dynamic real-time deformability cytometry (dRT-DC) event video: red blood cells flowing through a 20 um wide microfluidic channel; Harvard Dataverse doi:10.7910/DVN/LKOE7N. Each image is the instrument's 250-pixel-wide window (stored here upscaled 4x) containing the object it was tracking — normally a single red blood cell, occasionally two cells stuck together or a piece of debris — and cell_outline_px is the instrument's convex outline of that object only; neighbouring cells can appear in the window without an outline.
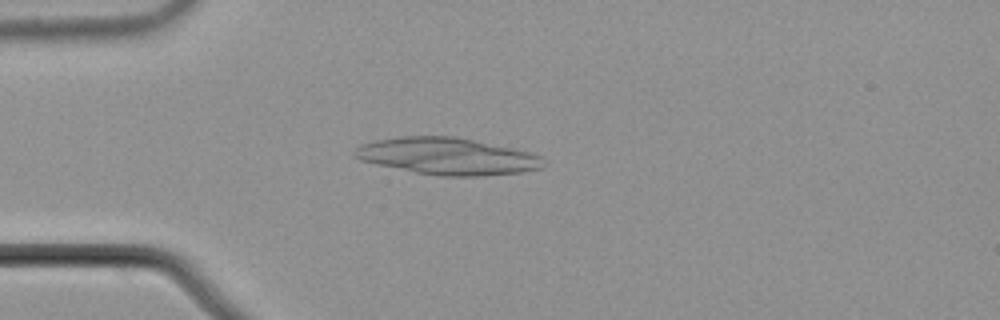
{"species": "common noctule bat (a hibernating species)", "species_latin": "Nyctalus noctula", "temperature_condition": "cold", "stored_images_in_passage": 48, "camera_frame_rate_fps": 3000, "um_per_image_px": 0.085, "animal": {"sex": "male", "body_mass_g": 21.5, "forearm_length_mm": 52.0}, "frame": {"image": 1, "passage_image": 8, "time_ms": 2.333, "image_size_px": [1000, 320], "cell_outline_px": [[540, 168], [520, 172], [484, 176], [440, 176], [416, 172], [376, 164], [360, 160], [352, 156], [352, 152], [360, 144], [376, 140], [404, 136], [452, 136], [472, 140], [528, 152], [540, 156]], "centroid_in_image_um": [37.92, 13.28], "position_along_channel_um": 47.1, "area_um2": 39.94}}
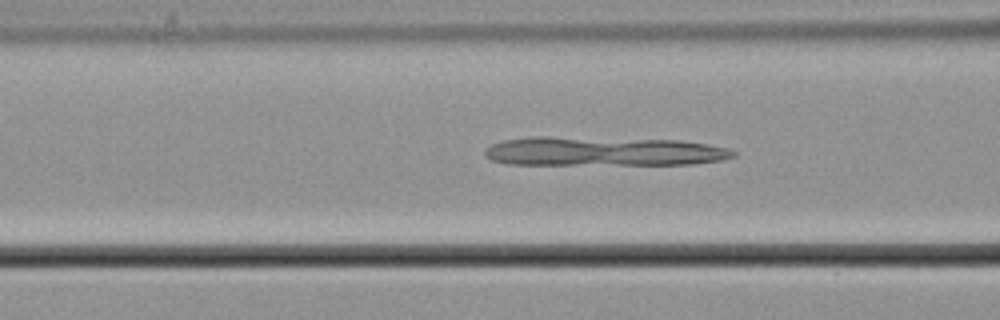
{"frame": {"image": 2, "passage_image": 15, "time_ms": 4.667, "image_size_px": [1000, 320], "cell_outline_px": [[736, 156], [720, 160], [692, 164], [508, 164], [492, 160], [484, 156], [484, 152], [492, 144], [504, 140], [532, 136], [548, 136], [680, 140], [708, 144], [728, 148], [736, 152]], "centroid_in_image_um": [51.28, 12.86], "position_along_channel_um": 115.3, "area_um2": 42.31}}
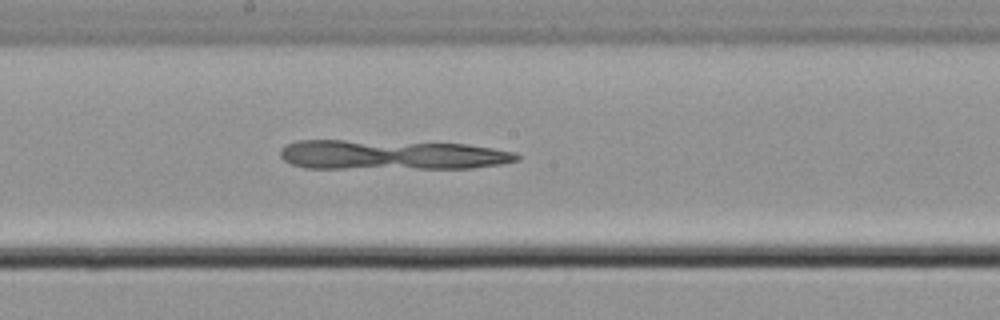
{"frame": {"image": 3, "passage_image": 23, "time_ms": 7.333, "image_size_px": [1000, 320], "cell_outline_px": [[520, 160], [500, 164], [472, 168], [304, 168], [292, 164], [284, 160], [280, 156], [280, 152], [288, 144], [296, 140], [344, 140], [464, 144], [492, 148], [516, 152], [520, 156]], "centroid_in_image_um": [33.29, 13.17], "position_along_channel_um": 214.9, "area_um2": 40.81}}